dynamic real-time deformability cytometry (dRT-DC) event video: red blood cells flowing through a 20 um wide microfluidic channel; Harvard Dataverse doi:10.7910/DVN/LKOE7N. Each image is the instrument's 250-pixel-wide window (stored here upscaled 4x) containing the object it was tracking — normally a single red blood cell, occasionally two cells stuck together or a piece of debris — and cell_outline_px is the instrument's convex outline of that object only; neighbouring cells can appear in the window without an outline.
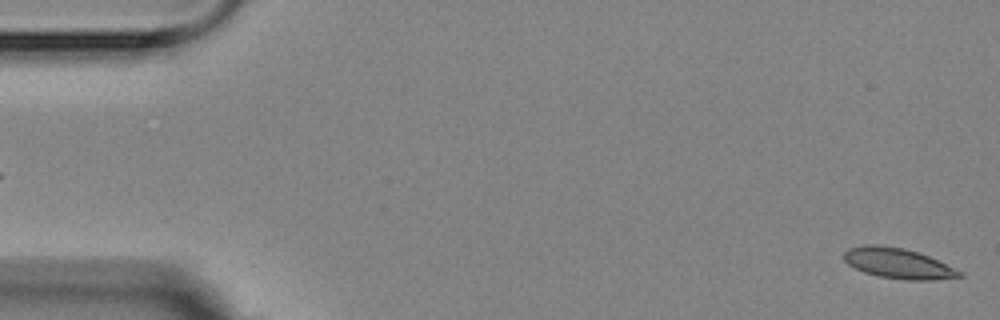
{"species": "Egyptian fruit bat (a non-hibernating species)", "species_latin": "Rousettus aegyptiacus", "temperature_condition": "room temperature", "stored_images_in_passage": 6, "segment_of_instrument_passage": [2, 2], "camera_frame_rate_fps": 3000, "um_per_image_px": 0.085, "animal": {"sex": "female"}, "frame": {"image": 1, "passage_image": 6, "time_ms": 6.0, "image_size_px": [1000, 320], "cell_outline_px": [[964, 276], [928, 280], [908, 280], [880, 276], [864, 272], [848, 264], [844, 260], [844, 252], [848, 248], [864, 244], [876, 244], [904, 248], [928, 256], [964, 272]], "centroid_in_image_um": [76.32, 22.37], "position_along_channel_um": 8.7, "area_um2": 20.29}}